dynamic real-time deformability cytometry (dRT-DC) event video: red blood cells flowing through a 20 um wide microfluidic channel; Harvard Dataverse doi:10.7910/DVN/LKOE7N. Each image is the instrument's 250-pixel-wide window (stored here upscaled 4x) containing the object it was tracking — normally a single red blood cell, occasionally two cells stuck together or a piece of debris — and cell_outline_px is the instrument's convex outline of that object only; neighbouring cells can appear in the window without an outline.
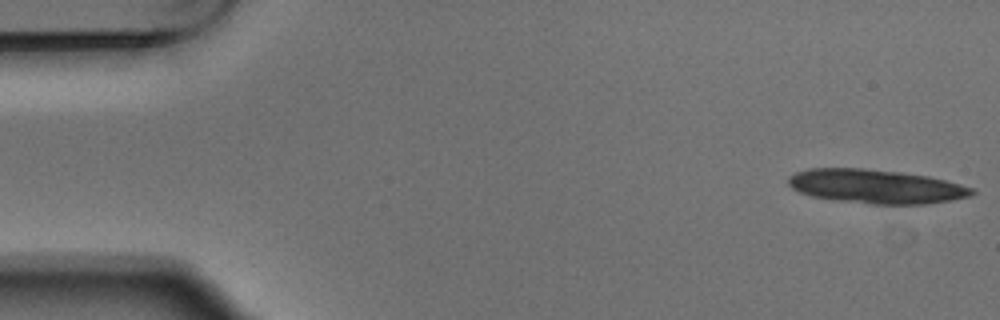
{"species": "Egyptian fruit bat (a non-hibernating species)", "species_latin": "Rousettus aegyptiacus", "temperature_condition": "warm", "stored_images_in_passage": 4, "segment_of_instrument_passage": [1, 2], "camera_frame_rate_fps": 3000, "um_per_image_px": 0.085, "animal": {"sex": "male"}, "frame": {"image": 1, "passage_image": 1, "time_ms": 0.0, "image_size_px": [1000, 320], "cell_outline_px": [[976, 192], [972, 196], [952, 200], [924, 204], [872, 204], [832, 200], [812, 196], [800, 192], [792, 188], [788, 184], [788, 176], [796, 172], [808, 168], [864, 168], [900, 172], [928, 176], [976, 188]], "centroid_in_image_um": [74.46, 15.85], "position_along_channel_um": 10.5, "area_um2": 36.59}}